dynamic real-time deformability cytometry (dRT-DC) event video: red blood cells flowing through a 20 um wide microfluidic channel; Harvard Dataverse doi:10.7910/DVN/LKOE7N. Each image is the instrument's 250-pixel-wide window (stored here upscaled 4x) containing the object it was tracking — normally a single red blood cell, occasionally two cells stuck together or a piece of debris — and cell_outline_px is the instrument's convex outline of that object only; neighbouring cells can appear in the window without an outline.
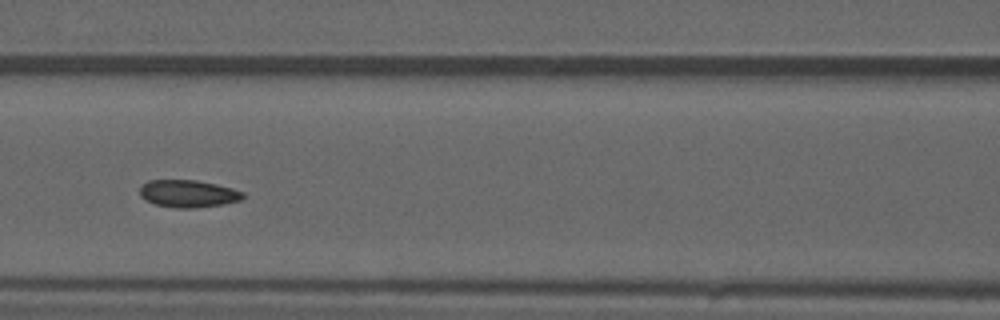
{"species": "common noctule bat (a hibernating species)", "species_latin": "Nyctalus noctula", "temperature_condition": "warm", "stored_images_in_passage": 45, "camera_frame_rate_fps": 3000, "um_per_image_px": 0.085, "animal": {"sex": "male", "forearm_length_mm": 52.5}, "frame": {"image": 1, "passage_image": 14, "time_ms": 4.333, "image_size_px": [1000, 320], "cell_outline_px": [[244, 196], [240, 200], [224, 204], [196, 208], [176, 208], [156, 204], [144, 200], [140, 196], [140, 188], [148, 180], [196, 180], [216, 184], [232, 188], [244, 192]], "centroid_in_image_um": [15.99, 16.46], "position_along_channel_um": 150.6, "area_um2": 16.47}, "authors_computed_cell_mechanics": {"area_um2": 16.2418, "velocity_mm_per_s": 3.6961, "shape_relaxation_time_tau1_ms": null, "shape_relaxation_time_tau2_ms": 1.4832, "deformation_change_tau1": null, "deformation_change_tau2": 0.057}}